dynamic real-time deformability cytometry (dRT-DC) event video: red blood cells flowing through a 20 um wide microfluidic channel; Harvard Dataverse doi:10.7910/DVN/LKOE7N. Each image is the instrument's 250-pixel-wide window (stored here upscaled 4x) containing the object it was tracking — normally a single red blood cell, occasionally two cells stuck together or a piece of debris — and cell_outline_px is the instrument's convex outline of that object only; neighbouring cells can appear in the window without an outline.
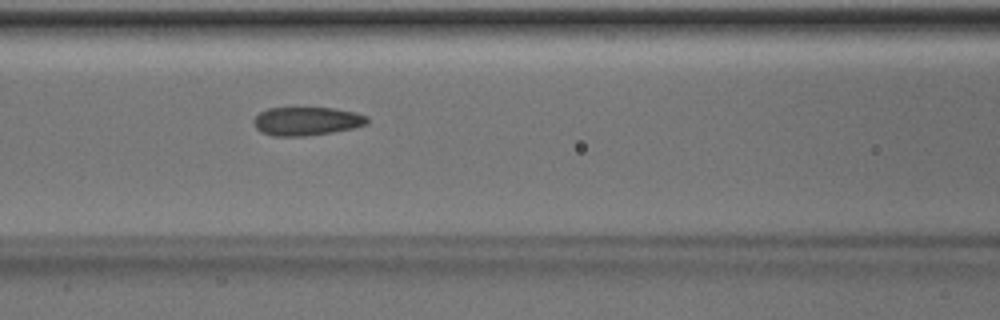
{"species": "Egyptian fruit bat (a non-hibernating species)", "species_latin": "Rousettus aegyptiacus", "temperature_condition": "room temperature", "stored_images_in_passage": 33, "camera_frame_rate_fps": 3000, "um_per_image_px": 0.085, "animal": {"sex": "male"}, "frame": {"image": 1, "passage_image": 7, "time_ms": 2.0, "image_size_px": [1000, 320], "cell_outline_px": [[368, 124], [352, 128], [332, 132], [304, 136], [272, 136], [260, 132], [256, 128], [252, 120], [260, 112], [268, 108], [332, 108], [356, 112], [368, 116]], "centroid_in_image_um": [26.06, 10.3], "position_along_channel_um": 140.5, "area_um2": 18.9}}
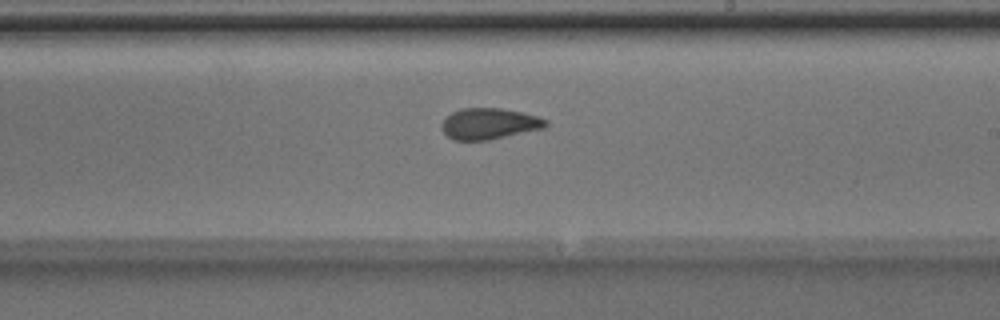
{"frame": {"image": 2, "passage_image": 15, "time_ms": 4.667, "image_size_px": [1000, 320], "cell_outline_px": [[548, 124], [544, 128], [488, 140], [452, 140], [440, 128], [440, 124], [452, 112], [460, 108], [500, 108], [524, 112], [548, 120]], "centroid_in_image_um": [41.57, 10.51], "position_along_channel_um": 247.4, "area_um2": 18.9}}
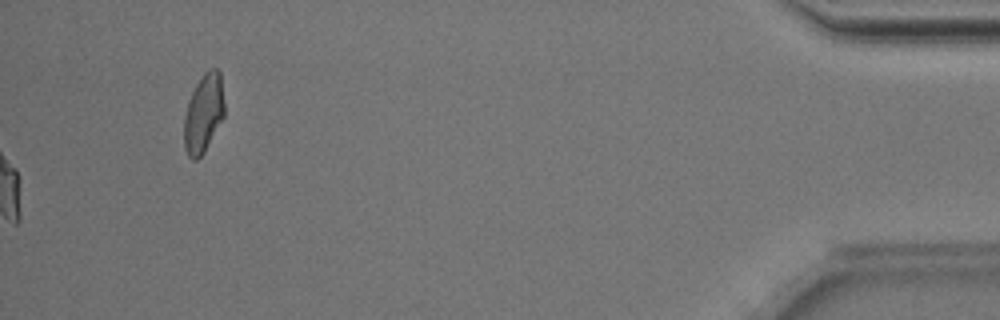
{"frame": {"image": 3, "passage_image": 33, "time_ms": 10.667, "image_size_px": [1000, 320], "cell_outline_px": [[224, 116], [204, 152], [196, 160], [192, 160], [188, 156], [184, 148], [184, 116], [188, 100], [196, 84], [204, 72], [208, 68], [216, 68], [220, 72], [224, 104]], "centroid_in_image_um": [17.29, 9.63], "position_along_channel_um": 417.9, "area_um2": 18.5}, "authors_computed_cell_mechanics": {"area_um2": 19.1318, "velocity_mm_per_s": 4.0213, "shape_relaxation_time_tau1_ms": 10.5274, "shape_relaxation_time_tau2_ms": 1.0489, "deformation_change_tau1": 0.2097, "deformation_change_tau2": 0.061}}